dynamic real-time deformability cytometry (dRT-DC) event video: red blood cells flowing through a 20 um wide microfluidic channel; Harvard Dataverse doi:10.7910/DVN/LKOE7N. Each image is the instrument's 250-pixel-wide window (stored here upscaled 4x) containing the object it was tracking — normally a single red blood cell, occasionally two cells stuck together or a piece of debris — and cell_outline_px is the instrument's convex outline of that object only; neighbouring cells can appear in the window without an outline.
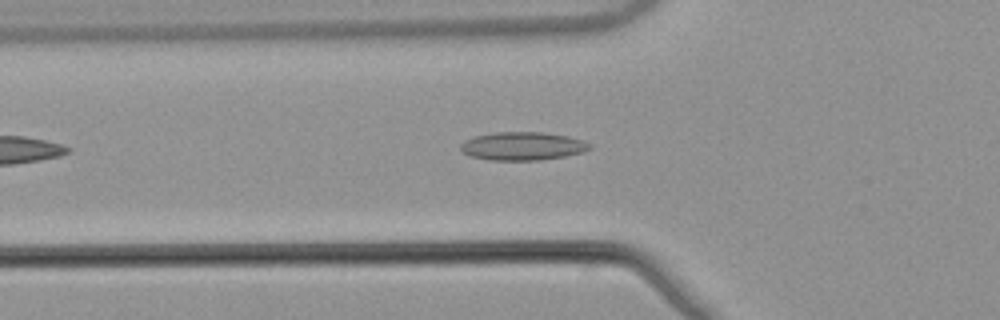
{"species": "common noctule bat (a hibernating species)", "species_latin": "Nyctalus noctula", "temperature_condition": "warm", "stored_images_in_passage": 42, "camera_frame_rate_fps": 3000, "um_per_image_px": 0.085, "animal": {"sex": "male", "body_mass_g": 21.5, "forearm_length_mm": 52.0}, "frame": {"image": 1, "passage_image": 8, "time_ms": 2.333, "image_size_px": [1000, 320], "cell_outline_px": [[592, 148], [584, 152], [564, 156], [540, 160], [488, 160], [472, 156], [464, 152], [460, 148], [460, 144], [464, 140], [476, 136], [496, 132], [544, 132], [568, 136], [584, 140], [592, 144]], "centroid_in_image_um": [44.47, 12.41], "position_along_channel_um": 81.3, "area_um2": 21.33}}
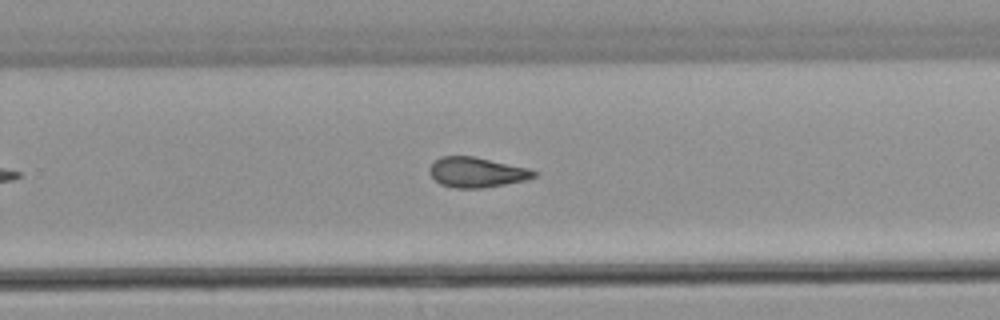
{"frame": {"image": 2, "passage_image": 24, "time_ms": 7.667, "image_size_px": [1000, 320], "cell_outline_px": [[536, 176], [524, 180], [484, 188], [452, 188], [440, 184], [428, 172], [428, 168], [440, 156], [472, 156], [528, 168], [536, 172]], "centroid_in_image_um": [40.47, 14.65], "position_along_channel_um": 289.3, "area_um2": 18.15}}
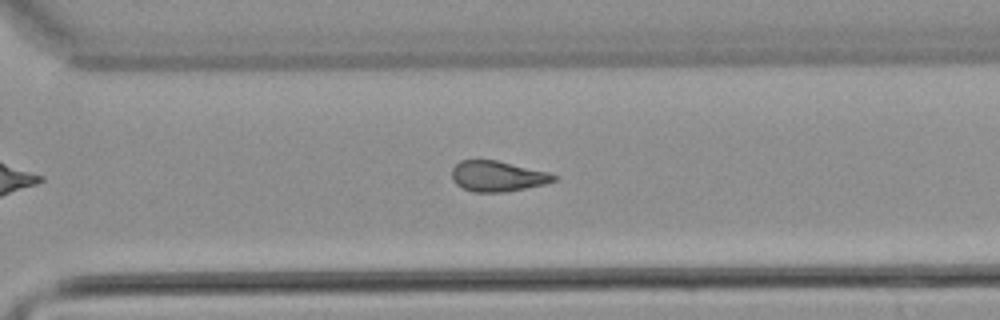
{"frame": {"image": 3, "passage_image": 27, "time_ms": 8.667, "image_size_px": [1000, 320], "cell_outline_px": [[556, 180], [544, 184], [504, 192], [472, 192], [456, 184], [452, 180], [452, 168], [460, 160], [496, 160], [548, 172], [556, 176]], "centroid_in_image_um": [42.25, 14.97], "position_along_channel_um": 328.3, "area_um2": 17.98}, "authors_computed_cell_mechanics": {"area_um2": 18.5827, "velocity_mm_per_s": 3.8972, "shape_relaxation_time_tau1_ms": null, "shape_relaxation_time_tau2_ms": 2.7468, "deformation_change_tau1": null, "deformation_change_tau2": 0.1061}}